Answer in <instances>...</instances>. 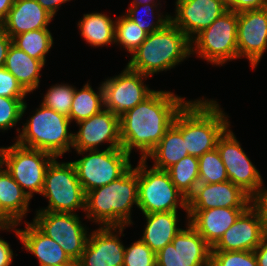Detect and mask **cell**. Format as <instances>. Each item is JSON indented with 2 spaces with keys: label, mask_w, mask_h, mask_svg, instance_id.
Returning a JSON list of instances; mask_svg holds the SVG:
<instances>
[{
  "label": "cell",
  "mask_w": 267,
  "mask_h": 266,
  "mask_svg": "<svg viewBox=\"0 0 267 266\" xmlns=\"http://www.w3.org/2000/svg\"><path fill=\"white\" fill-rule=\"evenodd\" d=\"M187 102L173 92L154 90L120 117L122 149L130 155L133 149L140 150V159H145Z\"/></svg>",
  "instance_id": "obj_1"
},
{
  "label": "cell",
  "mask_w": 267,
  "mask_h": 266,
  "mask_svg": "<svg viewBox=\"0 0 267 266\" xmlns=\"http://www.w3.org/2000/svg\"><path fill=\"white\" fill-rule=\"evenodd\" d=\"M138 206V165L120 178L86 193L85 217L100 227L130 226L131 210Z\"/></svg>",
  "instance_id": "obj_2"
},
{
  "label": "cell",
  "mask_w": 267,
  "mask_h": 266,
  "mask_svg": "<svg viewBox=\"0 0 267 266\" xmlns=\"http://www.w3.org/2000/svg\"><path fill=\"white\" fill-rule=\"evenodd\" d=\"M191 55V40L171 21L147 35L127 67L148 77L174 68Z\"/></svg>",
  "instance_id": "obj_3"
},
{
  "label": "cell",
  "mask_w": 267,
  "mask_h": 266,
  "mask_svg": "<svg viewBox=\"0 0 267 266\" xmlns=\"http://www.w3.org/2000/svg\"><path fill=\"white\" fill-rule=\"evenodd\" d=\"M203 99L188 101L181 109V134L188 154L196 157L215 149L218 138L230 127L217 101Z\"/></svg>",
  "instance_id": "obj_4"
},
{
  "label": "cell",
  "mask_w": 267,
  "mask_h": 266,
  "mask_svg": "<svg viewBox=\"0 0 267 266\" xmlns=\"http://www.w3.org/2000/svg\"><path fill=\"white\" fill-rule=\"evenodd\" d=\"M23 124L22 132L16 142L24 147L46 151L55 157H61L71 151L73 133L69 132L71 120L53 109L40 104L33 116Z\"/></svg>",
  "instance_id": "obj_5"
},
{
  "label": "cell",
  "mask_w": 267,
  "mask_h": 266,
  "mask_svg": "<svg viewBox=\"0 0 267 266\" xmlns=\"http://www.w3.org/2000/svg\"><path fill=\"white\" fill-rule=\"evenodd\" d=\"M57 158L47 167L40 194L48 199L49 204L37 211L75 214L77 209H82L85 212L86 193L77 178L72 161L59 163Z\"/></svg>",
  "instance_id": "obj_6"
},
{
  "label": "cell",
  "mask_w": 267,
  "mask_h": 266,
  "mask_svg": "<svg viewBox=\"0 0 267 266\" xmlns=\"http://www.w3.org/2000/svg\"><path fill=\"white\" fill-rule=\"evenodd\" d=\"M138 162V206L142 214L177 211L178 205L187 211V198L176 188L166 170Z\"/></svg>",
  "instance_id": "obj_7"
},
{
  "label": "cell",
  "mask_w": 267,
  "mask_h": 266,
  "mask_svg": "<svg viewBox=\"0 0 267 266\" xmlns=\"http://www.w3.org/2000/svg\"><path fill=\"white\" fill-rule=\"evenodd\" d=\"M237 26L238 13L227 10L191 40V54L216 66L237 59Z\"/></svg>",
  "instance_id": "obj_8"
},
{
  "label": "cell",
  "mask_w": 267,
  "mask_h": 266,
  "mask_svg": "<svg viewBox=\"0 0 267 266\" xmlns=\"http://www.w3.org/2000/svg\"><path fill=\"white\" fill-rule=\"evenodd\" d=\"M76 152L79 155L86 153L72 162L85 193L117 180L132 167L131 155L122 148Z\"/></svg>",
  "instance_id": "obj_9"
},
{
  "label": "cell",
  "mask_w": 267,
  "mask_h": 266,
  "mask_svg": "<svg viewBox=\"0 0 267 266\" xmlns=\"http://www.w3.org/2000/svg\"><path fill=\"white\" fill-rule=\"evenodd\" d=\"M54 158L46 151L27 148L17 142L3 150V166L30 199L34 193L41 194L47 167Z\"/></svg>",
  "instance_id": "obj_10"
},
{
  "label": "cell",
  "mask_w": 267,
  "mask_h": 266,
  "mask_svg": "<svg viewBox=\"0 0 267 266\" xmlns=\"http://www.w3.org/2000/svg\"><path fill=\"white\" fill-rule=\"evenodd\" d=\"M32 223L58 243L73 261L81 258L89 234L77 213L37 211Z\"/></svg>",
  "instance_id": "obj_11"
},
{
  "label": "cell",
  "mask_w": 267,
  "mask_h": 266,
  "mask_svg": "<svg viewBox=\"0 0 267 266\" xmlns=\"http://www.w3.org/2000/svg\"><path fill=\"white\" fill-rule=\"evenodd\" d=\"M229 128L218 138L216 148L226 168L229 181L253 199L264 188V181L260 171L253 165Z\"/></svg>",
  "instance_id": "obj_12"
},
{
  "label": "cell",
  "mask_w": 267,
  "mask_h": 266,
  "mask_svg": "<svg viewBox=\"0 0 267 266\" xmlns=\"http://www.w3.org/2000/svg\"><path fill=\"white\" fill-rule=\"evenodd\" d=\"M147 78L149 77L127 66L119 75L107 78L102 82L104 108L118 117L134 108L154 91L144 85L143 81Z\"/></svg>",
  "instance_id": "obj_13"
},
{
  "label": "cell",
  "mask_w": 267,
  "mask_h": 266,
  "mask_svg": "<svg viewBox=\"0 0 267 266\" xmlns=\"http://www.w3.org/2000/svg\"><path fill=\"white\" fill-rule=\"evenodd\" d=\"M186 223V229L156 254V266H210L212 247Z\"/></svg>",
  "instance_id": "obj_14"
},
{
  "label": "cell",
  "mask_w": 267,
  "mask_h": 266,
  "mask_svg": "<svg viewBox=\"0 0 267 266\" xmlns=\"http://www.w3.org/2000/svg\"><path fill=\"white\" fill-rule=\"evenodd\" d=\"M80 128L73 133L75 151L98 150L102 143H109L108 149L122 148L120 139V117L104 108L88 119L76 123Z\"/></svg>",
  "instance_id": "obj_15"
},
{
  "label": "cell",
  "mask_w": 267,
  "mask_h": 266,
  "mask_svg": "<svg viewBox=\"0 0 267 266\" xmlns=\"http://www.w3.org/2000/svg\"><path fill=\"white\" fill-rule=\"evenodd\" d=\"M237 49L255 69L267 49V7L238 12Z\"/></svg>",
  "instance_id": "obj_16"
},
{
  "label": "cell",
  "mask_w": 267,
  "mask_h": 266,
  "mask_svg": "<svg viewBox=\"0 0 267 266\" xmlns=\"http://www.w3.org/2000/svg\"><path fill=\"white\" fill-rule=\"evenodd\" d=\"M123 229L125 226H109L92 231L78 260L79 265L123 266L125 246L120 240V236H125Z\"/></svg>",
  "instance_id": "obj_17"
},
{
  "label": "cell",
  "mask_w": 267,
  "mask_h": 266,
  "mask_svg": "<svg viewBox=\"0 0 267 266\" xmlns=\"http://www.w3.org/2000/svg\"><path fill=\"white\" fill-rule=\"evenodd\" d=\"M266 235L260 211L251 204L211 251H254Z\"/></svg>",
  "instance_id": "obj_18"
},
{
  "label": "cell",
  "mask_w": 267,
  "mask_h": 266,
  "mask_svg": "<svg viewBox=\"0 0 267 266\" xmlns=\"http://www.w3.org/2000/svg\"><path fill=\"white\" fill-rule=\"evenodd\" d=\"M170 21L190 40L227 11L224 0H176Z\"/></svg>",
  "instance_id": "obj_19"
},
{
  "label": "cell",
  "mask_w": 267,
  "mask_h": 266,
  "mask_svg": "<svg viewBox=\"0 0 267 266\" xmlns=\"http://www.w3.org/2000/svg\"><path fill=\"white\" fill-rule=\"evenodd\" d=\"M253 199L231 181L220 183H198L187 198V210L212 208H248Z\"/></svg>",
  "instance_id": "obj_20"
},
{
  "label": "cell",
  "mask_w": 267,
  "mask_h": 266,
  "mask_svg": "<svg viewBox=\"0 0 267 266\" xmlns=\"http://www.w3.org/2000/svg\"><path fill=\"white\" fill-rule=\"evenodd\" d=\"M247 208L187 210L188 223L213 247Z\"/></svg>",
  "instance_id": "obj_21"
},
{
  "label": "cell",
  "mask_w": 267,
  "mask_h": 266,
  "mask_svg": "<svg viewBox=\"0 0 267 266\" xmlns=\"http://www.w3.org/2000/svg\"><path fill=\"white\" fill-rule=\"evenodd\" d=\"M53 18L37 0H14L0 27L13 38L24 32L48 28Z\"/></svg>",
  "instance_id": "obj_22"
},
{
  "label": "cell",
  "mask_w": 267,
  "mask_h": 266,
  "mask_svg": "<svg viewBox=\"0 0 267 266\" xmlns=\"http://www.w3.org/2000/svg\"><path fill=\"white\" fill-rule=\"evenodd\" d=\"M25 229H16L14 232L23 243L27 252L38 258L40 266H64L73 260L58 243L42 233L32 222H26Z\"/></svg>",
  "instance_id": "obj_23"
},
{
  "label": "cell",
  "mask_w": 267,
  "mask_h": 266,
  "mask_svg": "<svg viewBox=\"0 0 267 266\" xmlns=\"http://www.w3.org/2000/svg\"><path fill=\"white\" fill-rule=\"evenodd\" d=\"M30 200L2 165L0 167V221L6 222L9 226L20 225L22 218L27 215Z\"/></svg>",
  "instance_id": "obj_24"
},
{
  "label": "cell",
  "mask_w": 267,
  "mask_h": 266,
  "mask_svg": "<svg viewBox=\"0 0 267 266\" xmlns=\"http://www.w3.org/2000/svg\"><path fill=\"white\" fill-rule=\"evenodd\" d=\"M189 155L181 134V110L176 114L173 124L167 129L156 147L145 160L153 159V168L167 170L179 160Z\"/></svg>",
  "instance_id": "obj_25"
},
{
  "label": "cell",
  "mask_w": 267,
  "mask_h": 266,
  "mask_svg": "<svg viewBox=\"0 0 267 266\" xmlns=\"http://www.w3.org/2000/svg\"><path fill=\"white\" fill-rule=\"evenodd\" d=\"M178 211L143 214L146 226L141 240L157 254L182 230L177 226Z\"/></svg>",
  "instance_id": "obj_26"
},
{
  "label": "cell",
  "mask_w": 267,
  "mask_h": 266,
  "mask_svg": "<svg viewBox=\"0 0 267 266\" xmlns=\"http://www.w3.org/2000/svg\"><path fill=\"white\" fill-rule=\"evenodd\" d=\"M45 65L13 44L9 47L4 68L11 72L22 87L31 93L39 87L40 74Z\"/></svg>",
  "instance_id": "obj_27"
},
{
  "label": "cell",
  "mask_w": 267,
  "mask_h": 266,
  "mask_svg": "<svg viewBox=\"0 0 267 266\" xmlns=\"http://www.w3.org/2000/svg\"><path fill=\"white\" fill-rule=\"evenodd\" d=\"M77 25L81 36L92 47L107 46L115 42V21L107 14H84Z\"/></svg>",
  "instance_id": "obj_28"
},
{
  "label": "cell",
  "mask_w": 267,
  "mask_h": 266,
  "mask_svg": "<svg viewBox=\"0 0 267 266\" xmlns=\"http://www.w3.org/2000/svg\"><path fill=\"white\" fill-rule=\"evenodd\" d=\"M104 109V91L102 84L95 92L87 82L80 90H74L69 119L79 122L88 119Z\"/></svg>",
  "instance_id": "obj_29"
},
{
  "label": "cell",
  "mask_w": 267,
  "mask_h": 266,
  "mask_svg": "<svg viewBox=\"0 0 267 266\" xmlns=\"http://www.w3.org/2000/svg\"><path fill=\"white\" fill-rule=\"evenodd\" d=\"M52 33L48 28L18 34L12 38V44L29 56L46 63V54L53 45Z\"/></svg>",
  "instance_id": "obj_30"
},
{
  "label": "cell",
  "mask_w": 267,
  "mask_h": 266,
  "mask_svg": "<svg viewBox=\"0 0 267 266\" xmlns=\"http://www.w3.org/2000/svg\"><path fill=\"white\" fill-rule=\"evenodd\" d=\"M176 188L188 198L199 183L198 157L187 155L166 170Z\"/></svg>",
  "instance_id": "obj_31"
},
{
  "label": "cell",
  "mask_w": 267,
  "mask_h": 266,
  "mask_svg": "<svg viewBox=\"0 0 267 266\" xmlns=\"http://www.w3.org/2000/svg\"><path fill=\"white\" fill-rule=\"evenodd\" d=\"M147 33L142 30L126 14L115 19V44L122 45L132 54L147 38Z\"/></svg>",
  "instance_id": "obj_32"
},
{
  "label": "cell",
  "mask_w": 267,
  "mask_h": 266,
  "mask_svg": "<svg viewBox=\"0 0 267 266\" xmlns=\"http://www.w3.org/2000/svg\"><path fill=\"white\" fill-rule=\"evenodd\" d=\"M158 5H161L159 2L156 3H149L145 5H129V9L125 13L130 19H132L142 30H144L147 34H151L153 32H156L160 29H162L168 22H170V14L169 15H163L160 13V10L158 9ZM140 7L143 9V13L141 12L139 14V11L141 10ZM154 8L156 11V14L154 12ZM151 15V20H146L144 17ZM145 15V16H144ZM156 15V16H155ZM158 15V16H157ZM148 16V17H149ZM153 19V20H152ZM156 19V21H154Z\"/></svg>",
  "instance_id": "obj_33"
},
{
  "label": "cell",
  "mask_w": 267,
  "mask_h": 266,
  "mask_svg": "<svg viewBox=\"0 0 267 266\" xmlns=\"http://www.w3.org/2000/svg\"><path fill=\"white\" fill-rule=\"evenodd\" d=\"M199 161V183H220L228 181L226 168L221 160L217 148L205 152L198 157Z\"/></svg>",
  "instance_id": "obj_34"
},
{
  "label": "cell",
  "mask_w": 267,
  "mask_h": 266,
  "mask_svg": "<svg viewBox=\"0 0 267 266\" xmlns=\"http://www.w3.org/2000/svg\"><path fill=\"white\" fill-rule=\"evenodd\" d=\"M74 90L75 87L69 84L53 85L43 96L41 104L69 117Z\"/></svg>",
  "instance_id": "obj_35"
},
{
  "label": "cell",
  "mask_w": 267,
  "mask_h": 266,
  "mask_svg": "<svg viewBox=\"0 0 267 266\" xmlns=\"http://www.w3.org/2000/svg\"><path fill=\"white\" fill-rule=\"evenodd\" d=\"M24 99L0 96V130L11 129L20 121L27 109Z\"/></svg>",
  "instance_id": "obj_36"
},
{
  "label": "cell",
  "mask_w": 267,
  "mask_h": 266,
  "mask_svg": "<svg viewBox=\"0 0 267 266\" xmlns=\"http://www.w3.org/2000/svg\"><path fill=\"white\" fill-rule=\"evenodd\" d=\"M210 266H258L254 251H211Z\"/></svg>",
  "instance_id": "obj_37"
},
{
  "label": "cell",
  "mask_w": 267,
  "mask_h": 266,
  "mask_svg": "<svg viewBox=\"0 0 267 266\" xmlns=\"http://www.w3.org/2000/svg\"><path fill=\"white\" fill-rule=\"evenodd\" d=\"M123 266H156V254L139 239L125 247Z\"/></svg>",
  "instance_id": "obj_38"
},
{
  "label": "cell",
  "mask_w": 267,
  "mask_h": 266,
  "mask_svg": "<svg viewBox=\"0 0 267 266\" xmlns=\"http://www.w3.org/2000/svg\"><path fill=\"white\" fill-rule=\"evenodd\" d=\"M28 92L16 78L4 67L0 68V96L7 98H25Z\"/></svg>",
  "instance_id": "obj_39"
},
{
  "label": "cell",
  "mask_w": 267,
  "mask_h": 266,
  "mask_svg": "<svg viewBox=\"0 0 267 266\" xmlns=\"http://www.w3.org/2000/svg\"><path fill=\"white\" fill-rule=\"evenodd\" d=\"M224 3L227 10H232L236 13L267 7V0H224Z\"/></svg>",
  "instance_id": "obj_40"
},
{
  "label": "cell",
  "mask_w": 267,
  "mask_h": 266,
  "mask_svg": "<svg viewBox=\"0 0 267 266\" xmlns=\"http://www.w3.org/2000/svg\"><path fill=\"white\" fill-rule=\"evenodd\" d=\"M264 187L254 198L253 205L260 211L262 222L267 234V188Z\"/></svg>",
  "instance_id": "obj_41"
},
{
  "label": "cell",
  "mask_w": 267,
  "mask_h": 266,
  "mask_svg": "<svg viewBox=\"0 0 267 266\" xmlns=\"http://www.w3.org/2000/svg\"><path fill=\"white\" fill-rule=\"evenodd\" d=\"M12 45V38L0 27V68L5 66L9 47Z\"/></svg>",
  "instance_id": "obj_42"
},
{
  "label": "cell",
  "mask_w": 267,
  "mask_h": 266,
  "mask_svg": "<svg viewBox=\"0 0 267 266\" xmlns=\"http://www.w3.org/2000/svg\"><path fill=\"white\" fill-rule=\"evenodd\" d=\"M13 250L10 244L0 238V266H10L13 262Z\"/></svg>",
  "instance_id": "obj_43"
},
{
  "label": "cell",
  "mask_w": 267,
  "mask_h": 266,
  "mask_svg": "<svg viewBox=\"0 0 267 266\" xmlns=\"http://www.w3.org/2000/svg\"><path fill=\"white\" fill-rule=\"evenodd\" d=\"M258 266H267V234L260 245L254 250Z\"/></svg>",
  "instance_id": "obj_44"
},
{
  "label": "cell",
  "mask_w": 267,
  "mask_h": 266,
  "mask_svg": "<svg viewBox=\"0 0 267 266\" xmlns=\"http://www.w3.org/2000/svg\"><path fill=\"white\" fill-rule=\"evenodd\" d=\"M71 0H37V2L48 11L53 17L58 11L59 7H61L62 3H66Z\"/></svg>",
  "instance_id": "obj_45"
},
{
  "label": "cell",
  "mask_w": 267,
  "mask_h": 266,
  "mask_svg": "<svg viewBox=\"0 0 267 266\" xmlns=\"http://www.w3.org/2000/svg\"><path fill=\"white\" fill-rule=\"evenodd\" d=\"M13 4L14 0H0V24L5 20Z\"/></svg>",
  "instance_id": "obj_46"
},
{
  "label": "cell",
  "mask_w": 267,
  "mask_h": 266,
  "mask_svg": "<svg viewBox=\"0 0 267 266\" xmlns=\"http://www.w3.org/2000/svg\"><path fill=\"white\" fill-rule=\"evenodd\" d=\"M157 0H133L131 4L129 5H145V4H149V3H156Z\"/></svg>",
  "instance_id": "obj_47"
},
{
  "label": "cell",
  "mask_w": 267,
  "mask_h": 266,
  "mask_svg": "<svg viewBox=\"0 0 267 266\" xmlns=\"http://www.w3.org/2000/svg\"><path fill=\"white\" fill-rule=\"evenodd\" d=\"M0 229L2 230H7L9 231L11 229V231L13 230V225L9 226L6 222L4 221H0Z\"/></svg>",
  "instance_id": "obj_48"
},
{
  "label": "cell",
  "mask_w": 267,
  "mask_h": 266,
  "mask_svg": "<svg viewBox=\"0 0 267 266\" xmlns=\"http://www.w3.org/2000/svg\"><path fill=\"white\" fill-rule=\"evenodd\" d=\"M3 150L4 147H0V167L3 165Z\"/></svg>",
  "instance_id": "obj_49"
},
{
  "label": "cell",
  "mask_w": 267,
  "mask_h": 266,
  "mask_svg": "<svg viewBox=\"0 0 267 266\" xmlns=\"http://www.w3.org/2000/svg\"><path fill=\"white\" fill-rule=\"evenodd\" d=\"M64 266H80V265H79L78 261H73V262H71L67 265H64Z\"/></svg>",
  "instance_id": "obj_50"
}]
</instances>
